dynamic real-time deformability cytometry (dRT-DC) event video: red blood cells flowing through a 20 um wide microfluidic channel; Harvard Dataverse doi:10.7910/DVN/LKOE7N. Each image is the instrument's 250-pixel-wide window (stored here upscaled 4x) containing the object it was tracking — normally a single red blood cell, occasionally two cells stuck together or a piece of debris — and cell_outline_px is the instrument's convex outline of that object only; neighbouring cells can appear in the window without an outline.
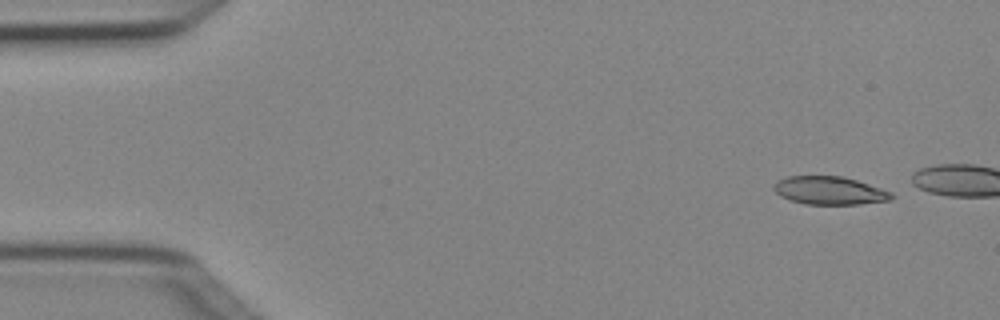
{"species": "Egyptian fruit bat (a non-hibernating species)", "species_latin": "Rousettus aegyptiacus", "temperature_condition": "cold", "stored_images_in_passage": 3, "camera_frame_rate_fps": 3000, "um_per_image_px": 0.085, "animal": {"sex": "female"}, "frame": {"image": 1, "passage_image": 1, "time_ms": 0.0, "image_size_px": [1000, 320], "cell_outline_px": [[896, 196], [892, 200], [860, 204], [804, 204], [780, 196], [772, 188], [776, 180], [788, 176], [844, 176], [892, 192]], "centroid_in_image_um": [70.52, 16.19], "position_along_channel_um": 14.5, "area_um2": 19.36}}